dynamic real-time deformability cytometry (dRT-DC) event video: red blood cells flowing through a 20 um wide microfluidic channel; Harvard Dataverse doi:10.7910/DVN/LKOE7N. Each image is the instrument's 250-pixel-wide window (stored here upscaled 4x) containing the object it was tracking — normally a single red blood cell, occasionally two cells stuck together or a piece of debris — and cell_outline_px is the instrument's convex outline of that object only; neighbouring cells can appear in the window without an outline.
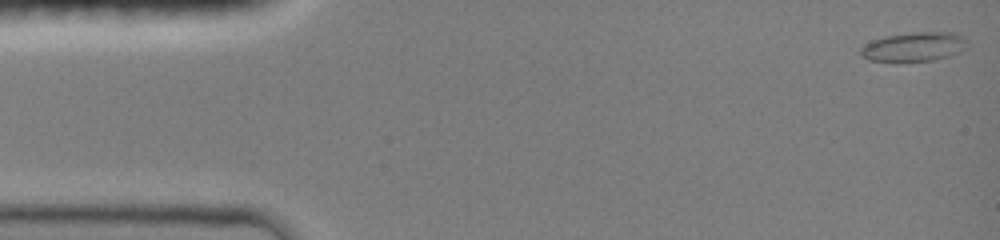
{"species": "common noctule bat (a hibernating species)", "species_latin": "Nyctalus noctula", "temperature_condition": "room temperature", "stored_images_in_passage": 5, "camera_frame_rate_fps": 3000, "um_per_image_px": 0.085, "animal": {"sex": "female", "body_mass_g": 19.0, "forearm_length_mm": 51.5}, "frame": {"image": 1, "passage_image": 1, "time_ms": 0.0, "image_size_px": [1000, 240], "cell_outline_px": [[964, 40], [948, 56], [932, 60], [868, 60], [860, 56], [860, 48], [864, 44], [888, 36], [916, 32], [952, 32], [964, 36]], "centroid_in_image_um": [77.55, 3.96], "position_along_channel_um": 7.5, "area_um2": 16.94}}
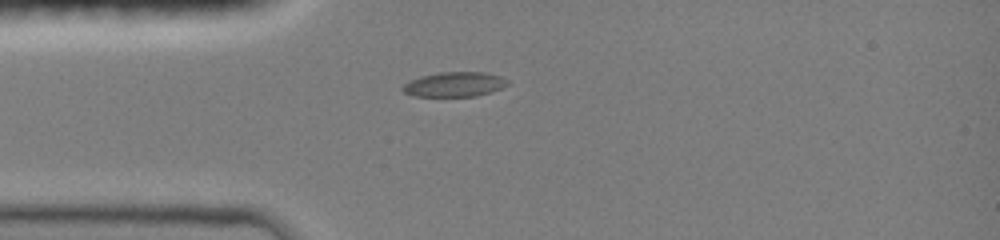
{"frame": {"image": 2, "passage_image": 4, "time_ms": 3.667, "image_size_px": [1000, 240], "cell_outline_px": [[508, 84], [500, 88], [476, 96], [412, 96], [404, 92], [400, 88], [404, 84], [420, 76], [440, 72], [484, 72], [500, 76], [508, 80]], "centroid_in_image_um": [38.6, 7.17], "position_along_channel_um": 46.4, "area_um2": 14.97}}
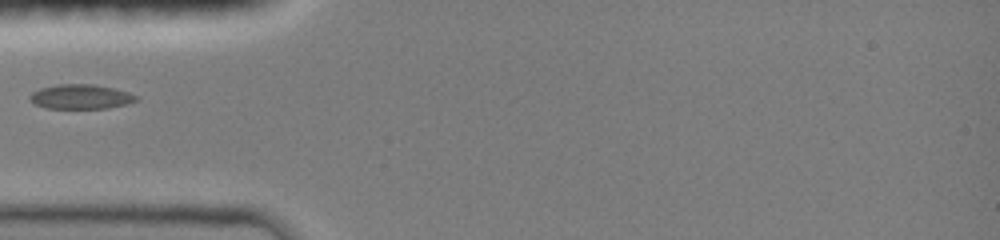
{"frame": {"image": 3, "passage_image": 5, "time_ms": 4.667, "image_size_px": [1000, 240], "cell_outline_px": [[136, 100], [124, 104], [108, 108], [48, 108], [36, 104], [28, 100], [28, 96], [32, 92], [40, 88], [60, 84], [92, 84], [112, 88], [128, 92], [136, 96]], "centroid_in_image_um": [6.8, 8.21], "position_along_channel_um": 78.2, "area_um2": 14.97}}